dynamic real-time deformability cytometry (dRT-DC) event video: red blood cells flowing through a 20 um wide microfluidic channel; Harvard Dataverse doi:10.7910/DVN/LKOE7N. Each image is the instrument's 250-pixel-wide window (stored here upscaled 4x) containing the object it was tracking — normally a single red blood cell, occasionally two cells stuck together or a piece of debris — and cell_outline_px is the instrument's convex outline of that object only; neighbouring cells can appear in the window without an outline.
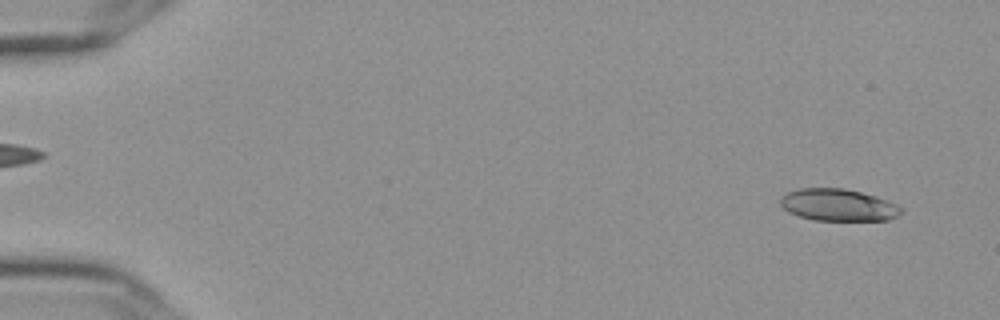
{"species": "Egyptian fruit bat (a non-hibernating species)", "species_latin": "Rousettus aegyptiacus", "temperature_condition": "cold", "stored_images_in_passage": 53, "camera_frame_rate_fps": 3000, "um_per_image_px": 0.085, "frame": {"image": 1, "passage_image": 1, "time_ms": 0.0, "image_size_px": [1000, 320], "cell_outline_px": [[904, 212], [888, 220], [816, 220], [800, 216], [788, 212], [780, 204], [780, 200], [788, 192], [800, 188], [844, 188], [860, 192], [896, 204], [904, 208]], "centroid_in_image_um": [71.25, 17.43], "position_along_channel_um": 13.7, "area_um2": 22.25}}
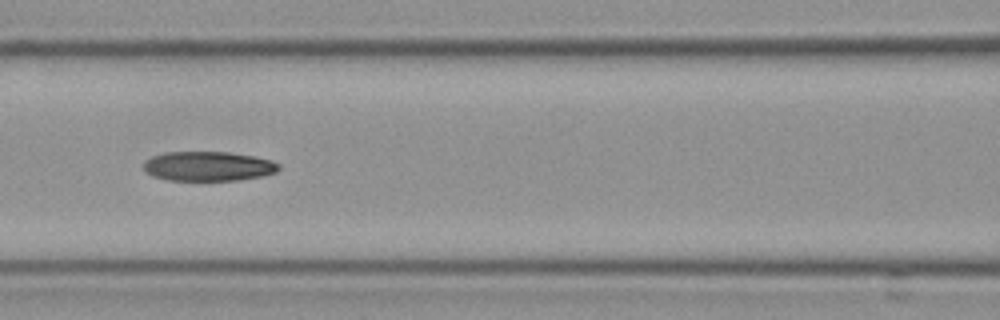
{"frame": {"image": 2, "passage_image": 23, "time_ms": 7.333, "image_size_px": [1000, 320], "cell_outline_px": [[280, 168], [276, 172], [260, 176], [236, 180], [168, 180], [152, 176], [144, 168], [144, 160], [152, 156], [164, 152], [228, 152], [256, 156], [272, 160], [280, 164]], "centroid_in_image_um": [17.71, 14.12], "position_along_channel_um": 148.9, "area_um2": 23.29}}
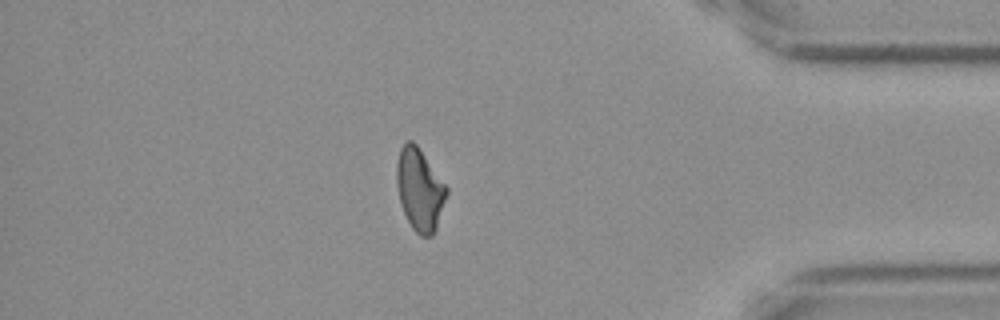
{"frame": {"image": 3, "passage_image": 46, "time_ms": 15.0, "image_size_px": [1000, 320], "cell_outline_px": [[448, 192], [436, 228], [432, 236], [420, 236], [412, 228], [404, 212], [400, 200], [396, 184], [396, 164], [400, 148], [408, 140], [412, 140], [416, 144], [448, 188]], "centroid_in_image_um": [35.66, 16.11], "position_along_channel_um": 399.5, "area_um2": 23.64}, "authors_computed_cell_mechanics": {"area_um2": 23.5824, "velocity_mm_per_s": 3.6528, "shape_relaxation_time_tau1_ms": 8.0319, "shape_relaxation_time_tau2_ms": 4.4577, "deformation_change_tau1": 0.1882, "deformation_change_tau2": 0.1251}}